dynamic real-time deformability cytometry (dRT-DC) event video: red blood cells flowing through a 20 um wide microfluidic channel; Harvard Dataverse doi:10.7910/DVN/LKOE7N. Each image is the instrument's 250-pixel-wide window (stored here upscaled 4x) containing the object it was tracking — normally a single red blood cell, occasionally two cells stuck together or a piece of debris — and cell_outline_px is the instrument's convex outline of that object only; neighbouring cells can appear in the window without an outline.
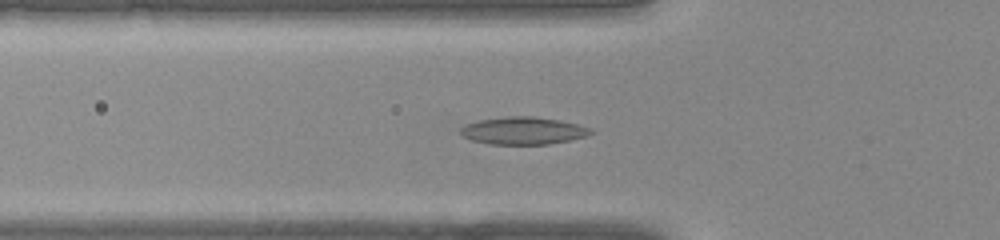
{"species": "common noctule bat (a hibernating species)", "species_latin": "Nyctalus noctula", "temperature_condition": "warm", "stored_images_in_passage": 33, "camera_frame_rate_fps": 3000, "um_per_image_px": 0.085, "animal": {"sex": "female", "body_mass_g": 22.0, "forearm_length_mm": 56.7}, "frame": {"image": 1, "passage_image": 6, "time_ms": 1.667, "image_size_px": [1000, 240], "cell_outline_px": [[596, 132], [588, 136], [548, 144], [488, 144], [472, 140], [464, 136], [460, 132], [460, 128], [468, 124], [480, 120], [508, 116], [532, 116], [560, 120], [576, 124], [588, 128]], "centroid_in_image_um": [44.49, 11.11], "position_along_channel_um": 81.3, "area_um2": 20.63}}
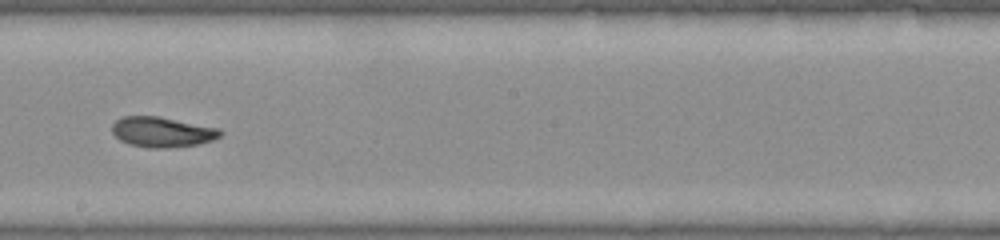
{"frame": {"image": 2, "passage_image": 15, "time_ms": 4.667, "image_size_px": [1000, 240], "cell_outline_px": [[224, 132], [220, 136], [212, 140], [196, 144], [168, 148], [148, 148], [128, 144], [120, 140], [112, 132], [112, 124], [116, 120], [124, 116], [160, 116], [220, 128]], "centroid_in_image_um": [13.79, 11.21], "position_along_channel_um": 234.4, "area_um2": 19.19}}
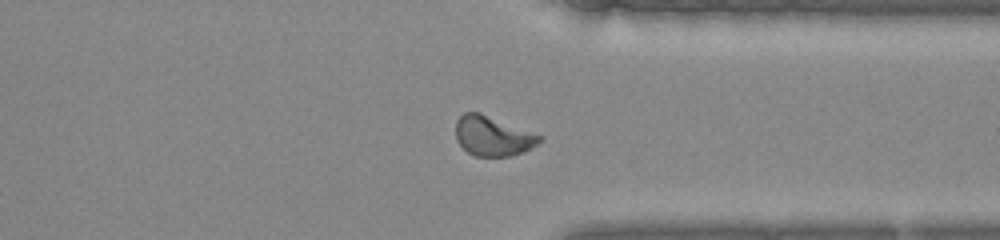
{"frame": {"image": 3, "passage_image": 23, "time_ms": 7.333, "image_size_px": [1000, 240], "cell_outline_px": [[544, 136], [532, 148], [524, 152], [512, 156], [476, 156], [468, 152], [456, 140], [456, 120], [464, 112], [480, 112]], "centroid_in_image_um": [41.89, 11.55], "position_along_channel_um": 369.5, "area_um2": 19.48}}